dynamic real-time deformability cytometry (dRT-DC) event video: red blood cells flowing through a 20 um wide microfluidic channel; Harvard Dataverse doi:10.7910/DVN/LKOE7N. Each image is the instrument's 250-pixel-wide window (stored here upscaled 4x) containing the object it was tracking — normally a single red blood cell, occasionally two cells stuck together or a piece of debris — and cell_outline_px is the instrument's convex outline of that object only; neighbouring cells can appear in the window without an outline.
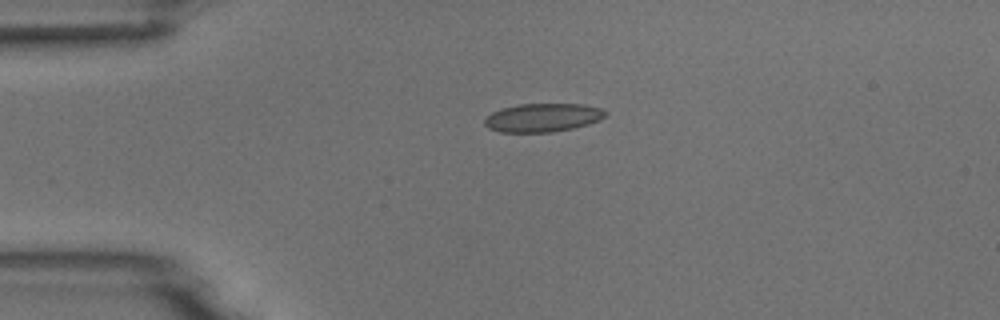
{"species": "common noctule bat (a hibernating species)", "species_latin": "Nyctalus noctula", "temperature_condition": "room temperature", "stored_images_in_passage": 3, "camera_frame_rate_fps": 3000, "um_per_image_px": 0.085, "animal": {"sex": "male", "body_mass_g": 18.8}, "frame": {"image": 1, "passage_image": 3, "time_ms": 2.333, "image_size_px": [1000, 320], "cell_outline_px": [[608, 112], [600, 120], [588, 124], [572, 128], [552, 132], [500, 132], [488, 128], [484, 124], [484, 120], [492, 112], [504, 108], [520, 104], [584, 104], [604, 108]], "centroid_in_image_um": [46.17, 9.99], "position_along_channel_um": 38.8, "area_um2": 20.06}}